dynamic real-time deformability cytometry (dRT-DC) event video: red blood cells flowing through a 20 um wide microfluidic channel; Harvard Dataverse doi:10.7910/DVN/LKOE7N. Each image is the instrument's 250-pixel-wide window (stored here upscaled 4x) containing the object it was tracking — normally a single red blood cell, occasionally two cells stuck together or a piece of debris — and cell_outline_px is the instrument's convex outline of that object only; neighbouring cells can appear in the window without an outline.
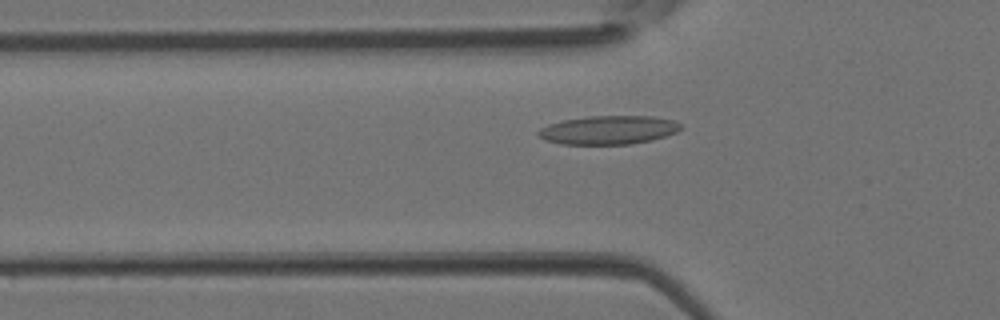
{"species": "Egyptian fruit bat (a non-hibernating species)", "species_latin": "Rousettus aegyptiacus", "temperature_condition": "room temperature", "stored_images_in_passage": 37, "camera_frame_rate_fps": 3000, "um_per_image_px": 0.085, "animal": {"sex": "female"}, "frame": {"image": 1, "passage_image": 12, "time_ms": 3.667, "image_size_px": [1000, 320], "cell_outline_px": [[684, 128], [676, 132], [652, 140], [632, 144], [560, 144], [544, 140], [536, 132], [540, 128], [548, 124], [564, 120], [588, 116], [652, 116], [672, 120], [680, 124]], "centroid_in_image_um": [51.71, 11.05], "position_along_channel_um": 74.1, "area_um2": 23.81}}
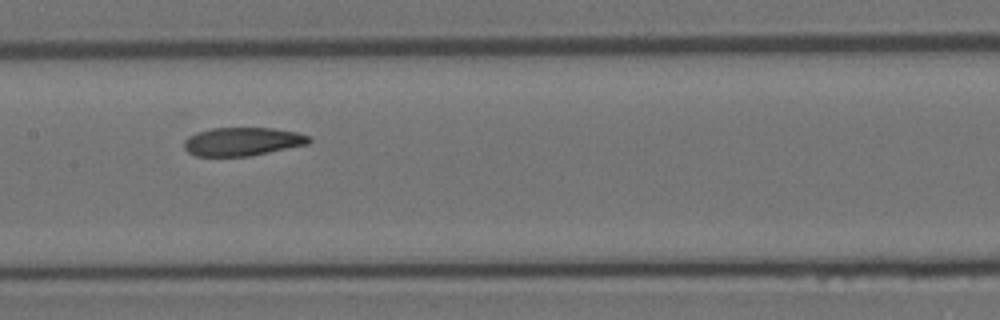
{"frame": {"image": 2, "passage_image": 19, "time_ms": 6.0, "image_size_px": [1000, 320], "cell_outline_px": [[312, 140], [308, 144], [248, 156], [196, 156], [188, 152], [184, 148], [184, 140], [188, 136], [196, 132], [212, 128], [272, 128], [296, 132], [308, 136]], "centroid_in_image_um": [20.57, 12.03], "position_along_channel_um": 186.8, "area_um2": 20.58}}
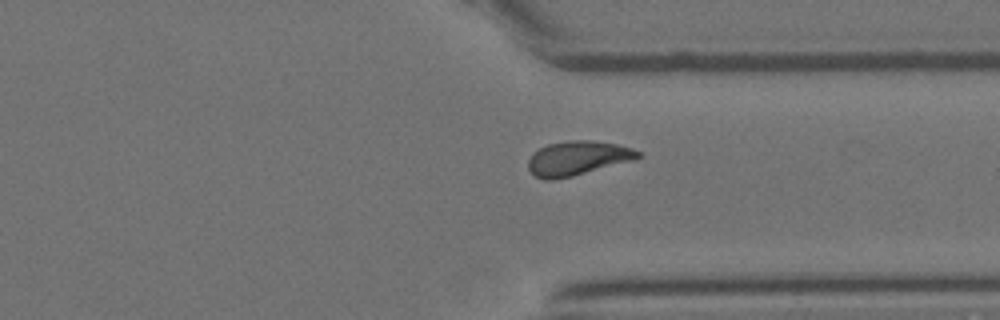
{"frame": {"image": 3, "passage_image": 30, "time_ms": 9.667, "image_size_px": [1000, 320], "cell_outline_px": [[640, 156], [636, 160], [572, 176], [552, 180], [544, 180], [536, 176], [528, 168], [528, 160], [532, 152], [548, 144], [568, 140], [592, 140], [616, 144], [632, 148], [640, 152]], "centroid_in_image_um": [49.09, 13.44], "position_along_channel_um": 362.3, "area_um2": 22.02}}